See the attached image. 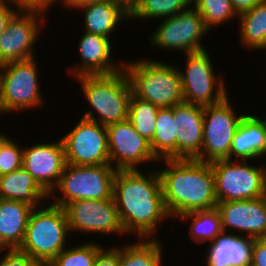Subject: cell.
<instances>
[{"mask_svg":"<svg viewBox=\"0 0 266 266\" xmlns=\"http://www.w3.org/2000/svg\"><path fill=\"white\" fill-rule=\"evenodd\" d=\"M76 80L81 84L89 106H92L81 115L82 118L105 127L128 119L129 101L133 92L124 68L113 74L84 75Z\"/></svg>","mask_w":266,"mask_h":266,"instance_id":"3957f363","label":"cell"},{"mask_svg":"<svg viewBox=\"0 0 266 266\" xmlns=\"http://www.w3.org/2000/svg\"><path fill=\"white\" fill-rule=\"evenodd\" d=\"M192 0H140L130 12V19H164L172 17L191 5Z\"/></svg>","mask_w":266,"mask_h":266,"instance_id":"f1b7e54d","label":"cell"},{"mask_svg":"<svg viewBox=\"0 0 266 266\" xmlns=\"http://www.w3.org/2000/svg\"><path fill=\"white\" fill-rule=\"evenodd\" d=\"M0 197L5 200L22 201L34 208L41 207L49 201V195L23 167L0 176Z\"/></svg>","mask_w":266,"mask_h":266,"instance_id":"cb8c5ba5","label":"cell"},{"mask_svg":"<svg viewBox=\"0 0 266 266\" xmlns=\"http://www.w3.org/2000/svg\"><path fill=\"white\" fill-rule=\"evenodd\" d=\"M106 0H64L62 5L66 7L67 10L77 9L78 7H81L83 5L91 4V3H97V2H103Z\"/></svg>","mask_w":266,"mask_h":266,"instance_id":"ab89813d","label":"cell"},{"mask_svg":"<svg viewBox=\"0 0 266 266\" xmlns=\"http://www.w3.org/2000/svg\"><path fill=\"white\" fill-rule=\"evenodd\" d=\"M50 201L32 210L19 248L38 265H48L69 245L70 230L66 213L63 207L53 205Z\"/></svg>","mask_w":266,"mask_h":266,"instance_id":"5b68a950","label":"cell"},{"mask_svg":"<svg viewBox=\"0 0 266 266\" xmlns=\"http://www.w3.org/2000/svg\"><path fill=\"white\" fill-rule=\"evenodd\" d=\"M178 219L190 221L189 237L197 244H204L207 241L211 243L223 232L221 218L216 208L184 213Z\"/></svg>","mask_w":266,"mask_h":266,"instance_id":"83f0119b","label":"cell"},{"mask_svg":"<svg viewBox=\"0 0 266 266\" xmlns=\"http://www.w3.org/2000/svg\"><path fill=\"white\" fill-rule=\"evenodd\" d=\"M263 1L264 0H230L237 14L247 11Z\"/></svg>","mask_w":266,"mask_h":266,"instance_id":"f35d334b","label":"cell"},{"mask_svg":"<svg viewBox=\"0 0 266 266\" xmlns=\"http://www.w3.org/2000/svg\"><path fill=\"white\" fill-rule=\"evenodd\" d=\"M150 146L154 156L161 162L163 159H177L174 106L159 108Z\"/></svg>","mask_w":266,"mask_h":266,"instance_id":"484cf974","label":"cell"},{"mask_svg":"<svg viewBox=\"0 0 266 266\" xmlns=\"http://www.w3.org/2000/svg\"><path fill=\"white\" fill-rule=\"evenodd\" d=\"M36 57L0 66V105L5 114L42 107Z\"/></svg>","mask_w":266,"mask_h":266,"instance_id":"ba28073f","label":"cell"},{"mask_svg":"<svg viewBox=\"0 0 266 266\" xmlns=\"http://www.w3.org/2000/svg\"><path fill=\"white\" fill-rule=\"evenodd\" d=\"M33 209V206L22 201L1 200L0 250L20 248Z\"/></svg>","mask_w":266,"mask_h":266,"instance_id":"7402d4cb","label":"cell"},{"mask_svg":"<svg viewBox=\"0 0 266 266\" xmlns=\"http://www.w3.org/2000/svg\"><path fill=\"white\" fill-rule=\"evenodd\" d=\"M110 165L116 170H138L140 164L160 161L150 142L143 138L127 119L106 127Z\"/></svg>","mask_w":266,"mask_h":266,"instance_id":"9a60e30c","label":"cell"},{"mask_svg":"<svg viewBox=\"0 0 266 266\" xmlns=\"http://www.w3.org/2000/svg\"><path fill=\"white\" fill-rule=\"evenodd\" d=\"M7 135L0 132V176L22 168L23 146Z\"/></svg>","mask_w":266,"mask_h":266,"instance_id":"d6a6232c","label":"cell"},{"mask_svg":"<svg viewBox=\"0 0 266 266\" xmlns=\"http://www.w3.org/2000/svg\"><path fill=\"white\" fill-rule=\"evenodd\" d=\"M229 96L218 104L205 106L203 115V140L201 162L230 160L233 136L243 117L232 108Z\"/></svg>","mask_w":266,"mask_h":266,"instance_id":"30bf717a","label":"cell"},{"mask_svg":"<svg viewBox=\"0 0 266 266\" xmlns=\"http://www.w3.org/2000/svg\"><path fill=\"white\" fill-rule=\"evenodd\" d=\"M94 266H119V245L98 251Z\"/></svg>","mask_w":266,"mask_h":266,"instance_id":"e575fe53","label":"cell"},{"mask_svg":"<svg viewBox=\"0 0 266 266\" xmlns=\"http://www.w3.org/2000/svg\"><path fill=\"white\" fill-rule=\"evenodd\" d=\"M1 114H4V113H3L2 109H1V105H0V115H1Z\"/></svg>","mask_w":266,"mask_h":266,"instance_id":"7bdbcfd3","label":"cell"},{"mask_svg":"<svg viewBox=\"0 0 266 266\" xmlns=\"http://www.w3.org/2000/svg\"><path fill=\"white\" fill-rule=\"evenodd\" d=\"M157 239H138L133 244L127 241L119 246V266H163V244Z\"/></svg>","mask_w":266,"mask_h":266,"instance_id":"4316f807","label":"cell"},{"mask_svg":"<svg viewBox=\"0 0 266 266\" xmlns=\"http://www.w3.org/2000/svg\"><path fill=\"white\" fill-rule=\"evenodd\" d=\"M113 1L122 5L130 13L140 0H113Z\"/></svg>","mask_w":266,"mask_h":266,"instance_id":"60d3db41","label":"cell"},{"mask_svg":"<svg viewBox=\"0 0 266 266\" xmlns=\"http://www.w3.org/2000/svg\"><path fill=\"white\" fill-rule=\"evenodd\" d=\"M117 170L113 181V198L125 235L138 239L155 237L163 220L170 217L162 195L156 170ZM154 236V237H153Z\"/></svg>","mask_w":266,"mask_h":266,"instance_id":"6da1fadb","label":"cell"},{"mask_svg":"<svg viewBox=\"0 0 266 266\" xmlns=\"http://www.w3.org/2000/svg\"><path fill=\"white\" fill-rule=\"evenodd\" d=\"M239 44L245 49L262 50L266 45V0L238 14Z\"/></svg>","mask_w":266,"mask_h":266,"instance_id":"d4e9b609","label":"cell"},{"mask_svg":"<svg viewBox=\"0 0 266 266\" xmlns=\"http://www.w3.org/2000/svg\"><path fill=\"white\" fill-rule=\"evenodd\" d=\"M61 139L66 163L83 166L110 164L107 128L98 122L81 117Z\"/></svg>","mask_w":266,"mask_h":266,"instance_id":"4fadbf2b","label":"cell"},{"mask_svg":"<svg viewBox=\"0 0 266 266\" xmlns=\"http://www.w3.org/2000/svg\"><path fill=\"white\" fill-rule=\"evenodd\" d=\"M204 107L182 102L174 106L177 159L201 161Z\"/></svg>","mask_w":266,"mask_h":266,"instance_id":"d6986e66","label":"cell"},{"mask_svg":"<svg viewBox=\"0 0 266 266\" xmlns=\"http://www.w3.org/2000/svg\"><path fill=\"white\" fill-rule=\"evenodd\" d=\"M251 266H266V238L253 240Z\"/></svg>","mask_w":266,"mask_h":266,"instance_id":"d590c367","label":"cell"},{"mask_svg":"<svg viewBox=\"0 0 266 266\" xmlns=\"http://www.w3.org/2000/svg\"><path fill=\"white\" fill-rule=\"evenodd\" d=\"M253 238L222 232L207 247L206 266H251Z\"/></svg>","mask_w":266,"mask_h":266,"instance_id":"ffe728a7","label":"cell"},{"mask_svg":"<svg viewBox=\"0 0 266 266\" xmlns=\"http://www.w3.org/2000/svg\"><path fill=\"white\" fill-rule=\"evenodd\" d=\"M14 5L18 6L19 8L23 9H41L43 11L48 12L47 10H50V7H53L52 5L57 0H9Z\"/></svg>","mask_w":266,"mask_h":266,"instance_id":"74e56055","label":"cell"},{"mask_svg":"<svg viewBox=\"0 0 266 266\" xmlns=\"http://www.w3.org/2000/svg\"><path fill=\"white\" fill-rule=\"evenodd\" d=\"M164 162L165 168L157 171L170 218L216 208L218 202L211 163L195 159H163Z\"/></svg>","mask_w":266,"mask_h":266,"instance_id":"7a4b0ae2","label":"cell"},{"mask_svg":"<svg viewBox=\"0 0 266 266\" xmlns=\"http://www.w3.org/2000/svg\"><path fill=\"white\" fill-rule=\"evenodd\" d=\"M19 9L18 6L14 5L9 0L0 1V35L6 30L8 22Z\"/></svg>","mask_w":266,"mask_h":266,"instance_id":"8d00e7d4","label":"cell"},{"mask_svg":"<svg viewBox=\"0 0 266 266\" xmlns=\"http://www.w3.org/2000/svg\"><path fill=\"white\" fill-rule=\"evenodd\" d=\"M158 110L159 107L132 93L129 101L128 120L135 130L149 142L152 141L155 132Z\"/></svg>","mask_w":266,"mask_h":266,"instance_id":"f546056e","label":"cell"},{"mask_svg":"<svg viewBox=\"0 0 266 266\" xmlns=\"http://www.w3.org/2000/svg\"><path fill=\"white\" fill-rule=\"evenodd\" d=\"M208 52L206 49L184 55L186 69H179V72L186 103L205 107L218 104L229 95L222 74L214 72Z\"/></svg>","mask_w":266,"mask_h":266,"instance_id":"9c48e42d","label":"cell"},{"mask_svg":"<svg viewBox=\"0 0 266 266\" xmlns=\"http://www.w3.org/2000/svg\"><path fill=\"white\" fill-rule=\"evenodd\" d=\"M260 119L263 121V123H264L265 126H266V118H262V117H260Z\"/></svg>","mask_w":266,"mask_h":266,"instance_id":"b9f144b4","label":"cell"},{"mask_svg":"<svg viewBox=\"0 0 266 266\" xmlns=\"http://www.w3.org/2000/svg\"><path fill=\"white\" fill-rule=\"evenodd\" d=\"M140 60L124 61V69L136 97L159 108L184 102L179 66L156 59Z\"/></svg>","mask_w":266,"mask_h":266,"instance_id":"277c9868","label":"cell"},{"mask_svg":"<svg viewBox=\"0 0 266 266\" xmlns=\"http://www.w3.org/2000/svg\"><path fill=\"white\" fill-rule=\"evenodd\" d=\"M63 209L70 233L125 234L113 197L104 200H77L67 203Z\"/></svg>","mask_w":266,"mask_h":266,"instance_id":"5bb4252c","label":"cell"},{"mask_svg":"<svg viewBox=\"0 0 266 266\" xmlns=\"http://www.w3.org/2000/svg\"><path fill=\"white\" fill-rule=\"evenodd\" d=\"M248 160H217L211 163L217 202L257 199L266 195V165Z\"/></svg>","mask_w":266,"mask_h":266,"instance_id":"52a82bcc","label":"cell"},{"mask_svg":"<svg viewBox=\"0 0 266 266\" xmlns=\"http://www.w3.org/2000/svg\"><path fill=\"white\" fill-rule=\"evenodd\" d=\"M112 40L110 38L85 32L79 39L78 49L81 61L68 67L67 73L73 78L84 75L113 74L124 68V61L114 62L112 58Z\"/></svg>","mask_w":266,"mask_h":266,"instance_id":"ac0fdd59","label":"cell"},{"mask_svg":"<svg viewBox=\"0 0 266 266\" xmlns=\"http://www.w3.org/2000/svg\"><path fill=\"white\" fill-rule=\"evenodd\" d=\"M150 38L151 46L183 54L206 50L202 39L209 30L199 12L191 5L172 17L161 19Z\"/></svg>","mask_w":266,"mask_h":266,"instance_id":"8fae6325","label":"cell"},{"mask_svg":"<svg viewBox=\"0 0 266 266\" xmlns=\"http://www.w3.org/2000/svg\"><path fill=\"white\" fill-rule=\"evenodd\" d=\"M117 170L110 164L74 165L66 163L59 182L49 194L53 205L64 207L77 200H104L113 197V181ZM60 190L62 196L56 194Z\"/></svg>","mask_w":266,"mask_h":266,"instance_id":"8992f818","label":"cell"},{"mask_svg":"<svg viewBox=\"0 0 266 266\" xmlns=\"http://www.w3.org/2000/svg\"><path fill=\"white\" fill-rule=\"evenodd\" d=\"M46 14L41 9L20 8L12 16L6 30L0 35V66L35 57L34 46L43 22H46Z\"/></svg>","mask_w":266,"mask_h":266,"instance_id":"7c38bea8","label":"cell"},{"mask_svg":"<svg viewBox=\"0 0 266 266\" xmlns=\"http://www.w3.org/2000/svg\"><path fill=\"white\" fill-rule=\"evenodd\" d=\"M191 5L199 12L209 31L238 18L230 0H192Z\"/></svg>","mask_w":266,"mask_h":266,"instance_id":"4dcf8cb0","label":"cell"},{"mask_svg":"<svg viewBox=\"0 0 266 266\" xmlns=\"http://www.w3.org/2000/svg\"><path fill=\"white\" fill-rule=\"evenodd\" d=\"M66 165L62 139L23 147L22 167L49 195L57 186Z\"/></svg>","mask_w":266,"mask_h":266,"instance_id":"2e32d148","label":"cell"},{"mask_svg":"<svg viewBox=\"0 0 266 266\" xmlns=\"http://www.w3.org/2000/svg\"><path fill=\"white\" fill-rule=\"evenodd\" d=\"M1 254L3 257L0 258V266H38L29 254L19 249H2L0 250V257Z\"/></svg>","mask_w":266,"mask_h":266,"instance_id":"836d02e7","label":"cell"},{"mask_svg":"<svg viewBox=\"0 0 266 266\" xmlns=\"http://www.w3.org/2000/svg\"><path fill=\"white\" fill-rule=\"evenodd\" d=\"M216 209L223 232L239 230L246 237L266 238V195L257 199L218 202Z\"/></svg>","mask_w":266,"mask_h":266,"instance_id":"e0dca14e","label":"cell"},{"mask_svg":"<svg viewBox=\"0 0 266 266\" xmlns=\"http://www.w3.org/2000/svg\"><path fill=\"white\" fill-rule=\"evenodd\" d=\"M77 10L84 11L85 32L107 38L112 37V33L116 31V26H119L124 20L130 19V13L113 0L83 5Z\"/></svg>","mask_w":266,"mask_h":266,"instance_id":"603a6c76","label":"cell"},{"mask_svg":"<svg viewBox=\"0 0 266 266\" xmlns=\"http://www.w3.org/2000/svg\"><path fill=\"white\" fill-rule=\"evenodd\" d=\"M233 157L240 161L266 157V126L257 115L248 113L241 120L230 148V160Z\"/></svg>","mask_w":266,"mask_h":266,"instance_id":"44dd1931","label":"cell"},{"mask_svg":"<svg viewBox=\"0 0 266 266\" xmlns=\"http://www.w3.org/2000/svg\"><path fill=\"white\" fill-rule=\"evenodd\" d=\"M93 242L67 246L47 266H94L97 253L103 246Z\"/></svg>","mask_w":266,"mask_h":266,"instance_id":"1f68e13d","label":"cell"}]
</instances>
